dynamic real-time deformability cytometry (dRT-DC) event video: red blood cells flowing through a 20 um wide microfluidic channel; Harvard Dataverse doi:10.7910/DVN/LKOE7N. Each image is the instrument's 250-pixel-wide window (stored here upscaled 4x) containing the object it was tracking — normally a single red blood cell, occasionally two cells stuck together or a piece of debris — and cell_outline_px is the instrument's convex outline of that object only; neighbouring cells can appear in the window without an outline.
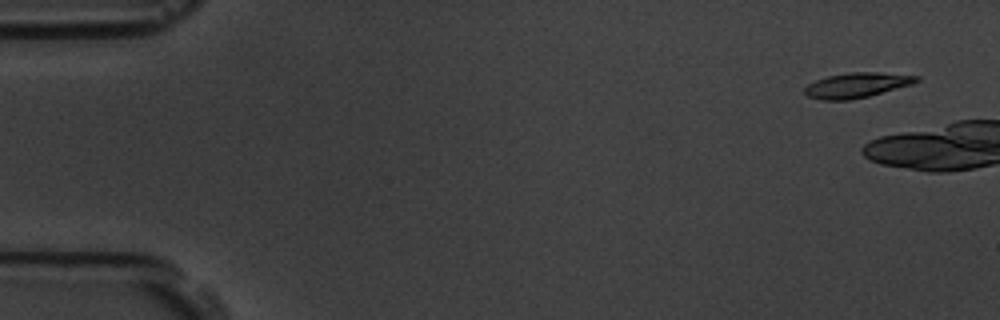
{"species": "common noctule bat (a hibernating species)", "species_latin": "Nyctalus noctula", "temperature_condition": "room temperature", "stored_images_in_passage": 2, "camera_frame_rate_fps": 3000, "um_per_image_px": 0.085, "animal": {"sex": "male", "body_mass_g": 19.5, "forearm_length_mm": 54.6}, "frame": {"image": 1, "passage_image": 1, "time_ms": 0.0, "image_size_px": [1000, 320], "cell_outline_px": [[920, 80], [912, 84], [868, 96], [848, 100], [820, 100], [808, 96], [804, 92], [804, 88], [808, 84], [816, 80], [828, 76], [848, 72], [880, 72], [920, 76]], "centroid_in_image_um": [72.82, 7.23], "position_along_channel_um": 12.2, "area_um2": 16.24}}